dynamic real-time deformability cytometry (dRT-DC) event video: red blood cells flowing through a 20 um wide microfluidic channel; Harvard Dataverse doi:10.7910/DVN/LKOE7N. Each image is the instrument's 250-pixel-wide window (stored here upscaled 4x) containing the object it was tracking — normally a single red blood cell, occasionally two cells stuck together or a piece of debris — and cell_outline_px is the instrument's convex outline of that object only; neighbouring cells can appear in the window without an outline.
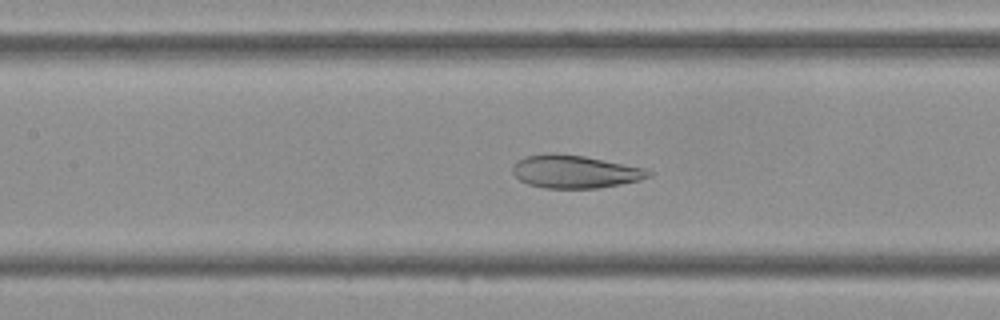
{"species": "Egyptian fruit bat (a non-hibernating species)", "species_latin": "Rousettus aegyptiacus", "temperature_condition": "cold", "stored_images_in_passage": 43, "camera_frame_rate_fps": 3000, "um_per_image_px": 0.085, "frame": {"image": 1, "passage_image": 19, "time_ms": 6.0, "image_size_px": [1000, 320], "cell_outline_px": [[652, 176], [640, 180], [600, 188], [544, 188], [528, 184], [520, 180], [512, 172], [512, 168], [516, 160], [524, 156], [552, 152], [584, 156], [648, 168], [652, 172]], "centroid_in_image_um": [48.88, 14.58], "position_along_channel_um": 158.5, "area_um2": 26.41}}
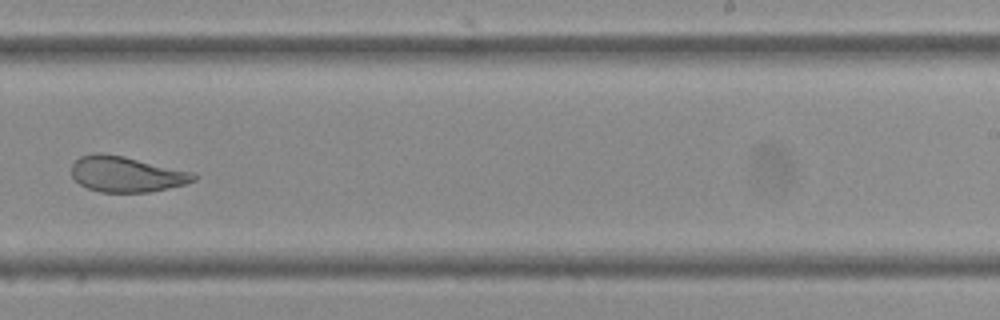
{"frame": {"image": 2, "passage_image": 27, "time_ms": 8.667, "image_size_px": [1000, 320], "cell_outline_px": [[200, 176], [196, 180], [184, 184], [168, 188], [148, 192], [100, 192], [88, 188], [80, 184], [72, 176], [72, 164], [80, 156], [96, 152], [100, 152], [124, 156], [196, 172]], "centroid_in_image_um": [10.79, 14.79], "position_along_channel_um": 278.2, "area_um2": 25.61}}
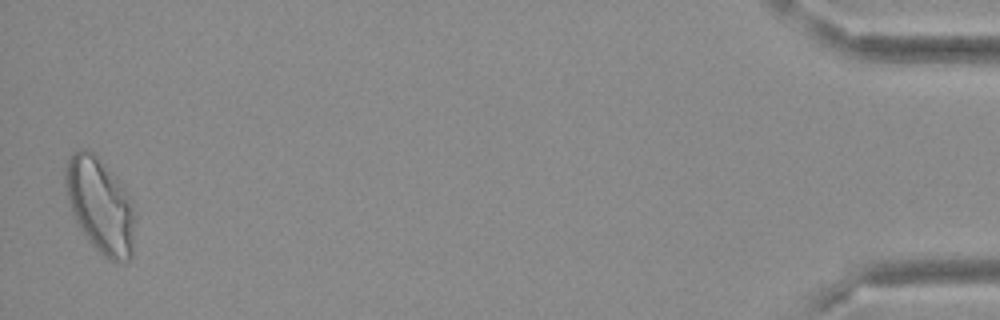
{"frame": {"image": 3, "passage_image": 43, "time_ms": 14.0, "image_size_px": [1000, 320], "cell_outline_px": [[136, 220], [132, 256], [128, 260], [112, 260], [104, 256], [84, 236], [76, 220], [68, 200], [64, 184], [64, 164], [68, 156], [80, 148], [88, 148], [96, 152], [124, 184], [132, 196]], "centroid_in_image_um": [8.54, 17.36], "position_along_channel_um": 426.7, "area_um2": 39.71}}